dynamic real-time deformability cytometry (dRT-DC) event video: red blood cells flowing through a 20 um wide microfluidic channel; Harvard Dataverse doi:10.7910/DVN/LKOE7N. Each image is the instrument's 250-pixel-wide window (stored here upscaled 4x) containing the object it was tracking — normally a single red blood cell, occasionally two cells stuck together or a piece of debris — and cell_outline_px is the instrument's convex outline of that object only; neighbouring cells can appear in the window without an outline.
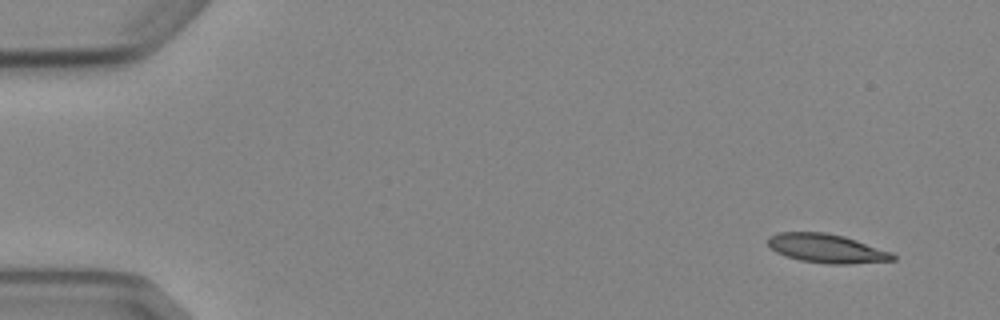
{"species": "Egyptian fruit bat (a non-hibernating species)", "species_latin": "Rousettus aegyptiacus", "temperature_condition": "cold", "stored_images_in_passage": 5, "camera_frame_rate_fps": 3000, "um_per_image_px": 0.085, "animal": {"sex": "female"}, "frame": {"image": 1, "passage_image": 1, "time_ms": 0.0, "image_size_px": [1000, 320], "cell_outline_px": [[896, 260], [848, 264], [828, 264], [800, 260], [784, 256], [776, 252], [768, 244], [768, 236], [776, 232], [824, 232], [844, 236], [892, 252], [896, 256]], "centroid_in_image_um": [70.25, 21.11], "position_along_channel_um": 14.7, "area_um2": 21.1}}
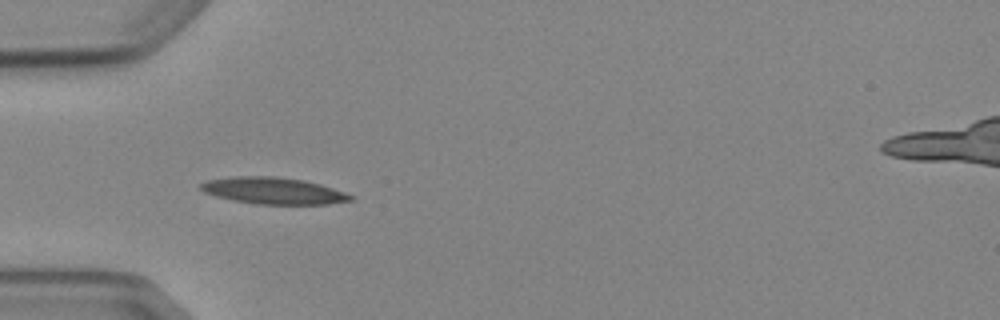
{"frame": {"image": 2, "passage_image": 4, "time_ms": 4.333, "image_size_px": [1000, 320], "cell_outline_px": [[356, 200], [328, 204], [256, 204], [232, 200], [216, 196], [204, 192], [200, 188], [200, 184], [208, 180], [232, 176], [276, 176], [304, 180], [320, 184], [356, 196]], "centroid_in_image_um": [23.27, 16.21], "position_along_channel_um": 61.7, "area_um2": 23.41}}
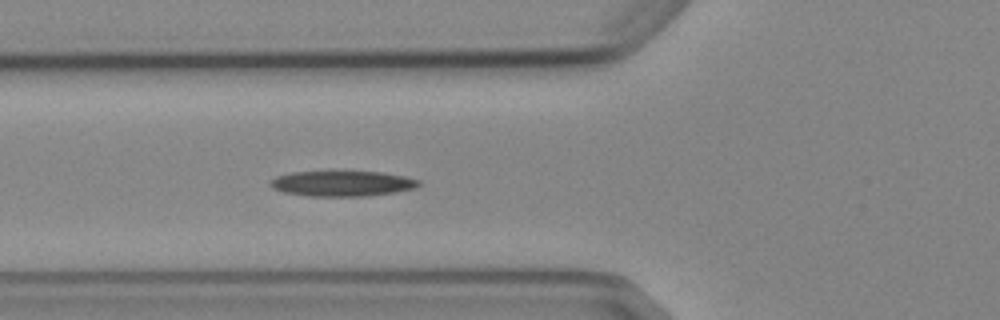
{"frame": {"image": 3, "passage_image": 5, "time_ms": 5.333, "image_size_px": [1000, 320], "cell_outline_px": [[420, 184], [416, 188], [396, 192], [368, 196], [308, 196], [284, 192], [272, 188], [268, 184], [276, 176], [292, 172], [380, 172], [404, 176], [420, 180]], "centroid_in_image_um": [29.1, 15.61], "position_along_channel_um": 96.7, "area_um2": 21.91}}